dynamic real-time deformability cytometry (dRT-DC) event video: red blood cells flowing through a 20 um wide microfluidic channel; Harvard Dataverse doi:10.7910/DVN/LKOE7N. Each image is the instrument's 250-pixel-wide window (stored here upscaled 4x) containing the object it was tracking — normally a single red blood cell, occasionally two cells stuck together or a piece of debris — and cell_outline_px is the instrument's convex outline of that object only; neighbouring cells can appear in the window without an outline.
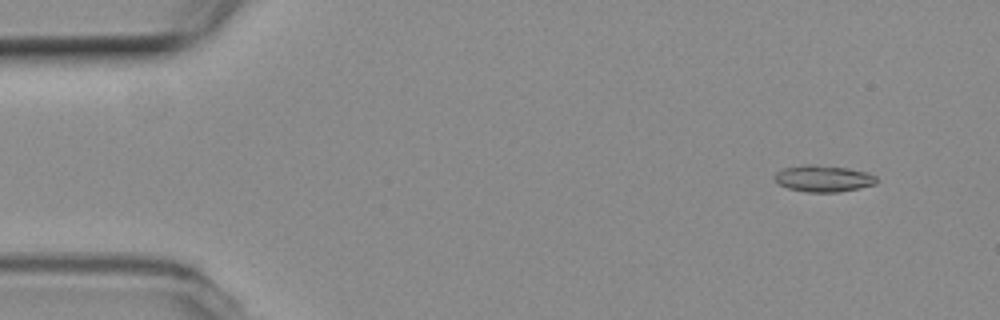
{"species": "common noctule bat (a hibernating species)", "species_latin": "Nyctalus noctula", "temperature_condition": "room temperature", "stored_images_in_passage": 55, "camera_frame_rate_fps": 3000, "um_per_image_px": 0.085, "animal": {"sex": "female", "body_mass_g": 19.3, "forearm_length_mm": 54.1}, "frame": {"image": 1, "passage_image": 5, "time_ms": 1.333, "image_size_px": [1000, 320], "cell_outline_px": [[880, 180], [876, 184], [860, 188], [836, 192], [808, 192], [788, 188], [776, 184], [772, 176], [776, 172], [784, 168], [804, 164], [812, 164], [848, 168], [868, 172], [876, 176]], "centroid_in_image_um": [69.98, 15.17], "position_along_channel_um": 15.0, "area_um2": 16.07}}
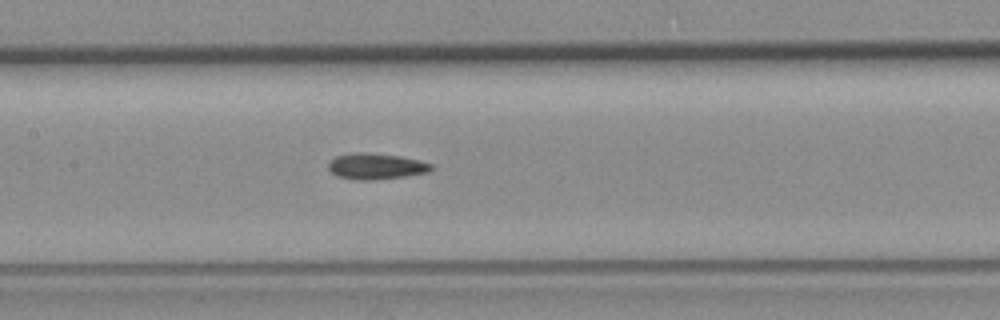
{"frame": {"image": 2, "passage_image": 26, "time_ms": 8.333, "image_size_px": [1000, 320], "cell_outline_px": [[432, 168], [428, 172], [404, 176], [368, 180], [356, 180], [336, 176], [328, 168], [328, 164], [336, 156], [360, 152], [400, 156], [432, 164]], "centroid_in_image_um": [31.93, 14.14], "position_along_channel_um": 175.5, "area_um2": 15.2}}
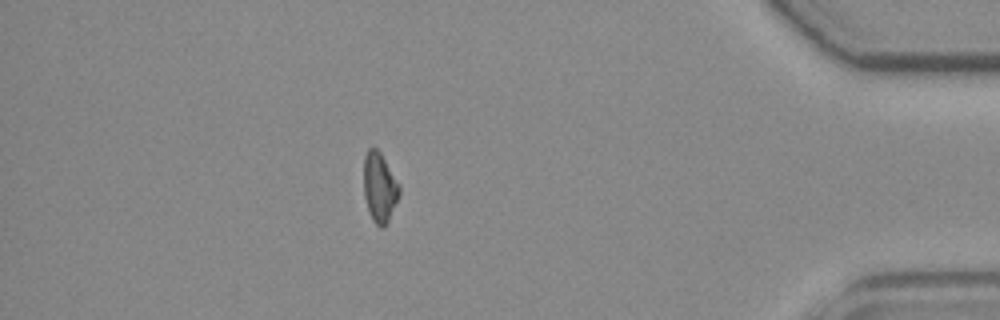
{"frame": {"image": 3, "passage_image": 48, "time_ms": 15.667, "image_size_px": [1000, 320], "cell_outline_px": [[400, 192], [388, 220], [384, 228], [380, 228], [372, 220], [364, 196], [364, 156], [368, 148], [376, 148], [380, 152], [400, 184]], "centroid_in_image_um": [32.26, 15.91], "position_along_channel_um": 402.9, "area_um2": 14.33}, "authors_computed_cell_mechanics": {"area_um2": 14.9702, "velocity_mm_per_s": 3.7783, "shape_relaxation_time_tau1_ms": 7.14, "shape_relaxation_time_tau2_ms": 7.1899, "deformation_change_tau1": 0.1648, "deformation_change_tau2": 0.1464}}